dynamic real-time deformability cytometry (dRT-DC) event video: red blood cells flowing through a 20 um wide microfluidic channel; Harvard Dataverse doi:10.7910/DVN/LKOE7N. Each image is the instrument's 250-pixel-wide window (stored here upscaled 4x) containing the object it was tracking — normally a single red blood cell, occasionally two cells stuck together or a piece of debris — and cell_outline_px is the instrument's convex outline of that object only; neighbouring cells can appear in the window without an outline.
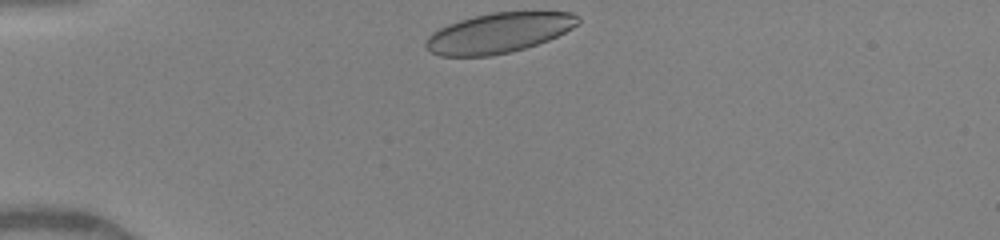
{"species": "human", "species_latin": "Homo sapiens", "temperature_condition": "warm", "stored_images_in_passage": 32, "camera_frame_rate_fps": 3000, "um_per_image_px": 0.085, "donor": {"sex": "female"}, "frame": {"image": 1, "passage_image": 1, "time_ms": 0.0, "image_size_px": [1000, 240], "cell_outline_px": [[580, 24], [548, 40], [524, 48], [508, 52], [488, 56], [440, 56], [432, 52], [424, 44], [428, 36], [432, 32], [448, 24], [460, 20], [492, 12], [572, 12], [580, 16]], "centroid_in_image_um": [42.41, 2.79], "position_along_channel_um": 42.6, "area_um2": 35.2}}
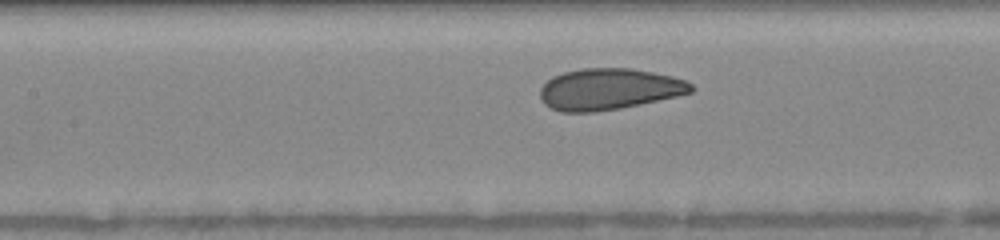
{"frame": {"image": 2, "passage_image": 12, "time_ms": 3.667, "image_size_px": [1000, 240], "cell_outline_px": [[696, 88], [692, 92], [676, 96], [640, 104], [620, 108], [596, 112], [560, 112], [544, 104], [540, 100], [540, 88], [552, 76], [564, 72], [584, 68], [632, 68], [672, 76], [684, 80], [692, 84]], "centroid_in_image_um": [51.75, 7.58], "position_along_channel_um": 155.7, "area_um2": 36.41}}
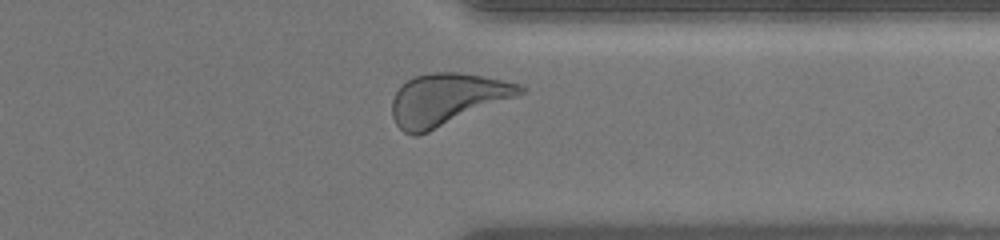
{"frame": {"image": 3, "passage_image": 28, "time_ms": 9.0, "image_size_px": [1000, 240], "cell_outline_px": [[528, 92], [428, 132], [416, 136], [412, 136], [404, 132], [396, 124], [392, 116], [392, 100], [396, 92], [412, 76], [432, 72], [456, 72], [484, 76], [520, 84], [528, 88]], "centroid_in_image_um": [38.01, 8.44], "position_along_channel_um": 373.4, "area_um2": 38.67}, "authors_computed_cell_mechanics": {"area_um2": 36.4429, "velocity_mm_per_s": 4.0861, "shape_relaxation_time_tau1_ms": 2.0048, "shape_relaxation_time_tau2_ms": 0.8128, "deformation_change_tau1": 0.103, "deformation_change_tau2": 0.0603}}